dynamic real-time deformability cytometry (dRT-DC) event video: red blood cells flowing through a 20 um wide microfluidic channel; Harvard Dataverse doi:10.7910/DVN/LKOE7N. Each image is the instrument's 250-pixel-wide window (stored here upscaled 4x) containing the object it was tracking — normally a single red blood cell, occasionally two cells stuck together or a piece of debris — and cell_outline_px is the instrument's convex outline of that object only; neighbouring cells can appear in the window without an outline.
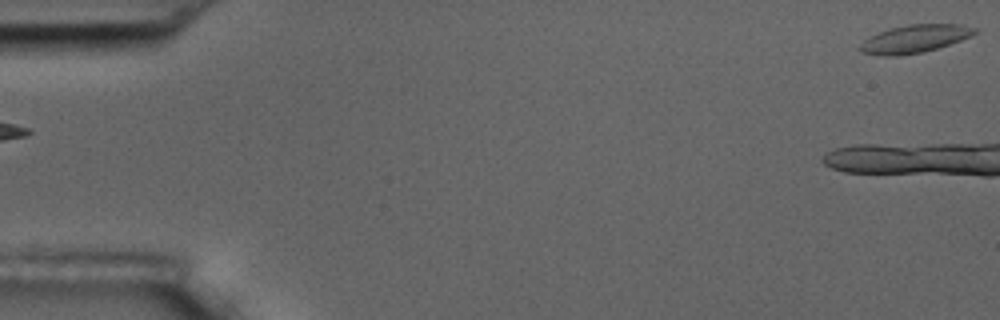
{"species": "common noctule bat (a hibernating species)", "species_latin": "Nyctalus noctula", "temperature_condition": "room temperature", "stored_images_in_passage": 3, "camera_frame_rate_fps": 3000, "um_per_image_px": 0.085, "animal": {"sex": "male", "body_mass_g": 17.5, "forearm_length_mm": 52.3}, "frame": {"image": 1, "passage_image": 3, "time_ms": 2.333, "image_size_px": [1000, 320], "cell_outline_px": [[980, 32], [972, 36], [924, 52], [896, 56], [880, 56], [860, 52], [860, 44], [864, 40], [888, 28], [908, 24], [960, 24], [980, 28]], "centroid_in_image_um": [77.79, 3.29], "position_along_channel_um": 7.2, "area_um2": 18.79}}